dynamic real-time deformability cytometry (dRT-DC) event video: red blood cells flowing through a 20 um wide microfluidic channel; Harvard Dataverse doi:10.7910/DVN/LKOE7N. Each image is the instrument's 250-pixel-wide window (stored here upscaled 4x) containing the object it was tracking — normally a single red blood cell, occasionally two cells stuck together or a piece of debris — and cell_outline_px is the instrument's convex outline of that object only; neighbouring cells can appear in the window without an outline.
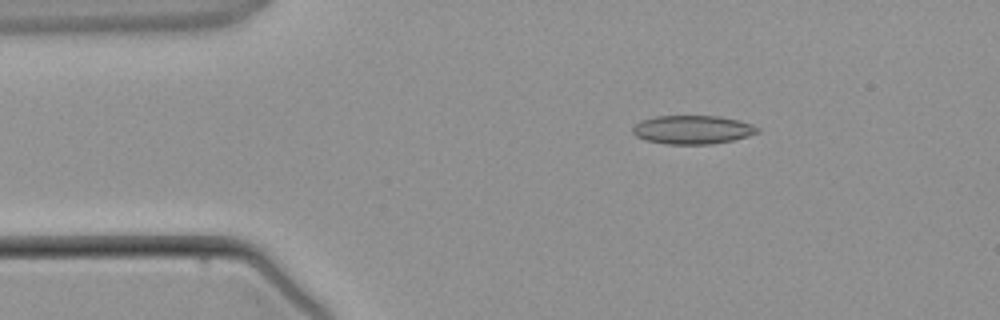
{"species": "common noctule bat (a hibernating species)", "species_latin": "Nyctalus noctula", "temperature_condition": "warm", "stored_images_in_passage": 3, "camera_frame_rate_fps": 3000, "um_per_image_px": 0.085, "animal": {"sex": "male", "body_mass_g": 21.5, "forearm_length_mm": 52.0}, "frame": {"image": 1, "passage_image": 2, "time_ms": 2.0, "image_size_px": [1000, 320], "cell_outline_px": [[760, 132], [748, 136], [732, 140], [712, 144], [664, 144], [644, 140], [636, 136], [632, 132], [632, 128], [640, 120], [656, 116], [720, 116], [752, 124], [760, 128]], "centroid_in_image_um": [58.85, 11.03], "position_along_channel_um": 26.2, "area_um2": 20.92}}